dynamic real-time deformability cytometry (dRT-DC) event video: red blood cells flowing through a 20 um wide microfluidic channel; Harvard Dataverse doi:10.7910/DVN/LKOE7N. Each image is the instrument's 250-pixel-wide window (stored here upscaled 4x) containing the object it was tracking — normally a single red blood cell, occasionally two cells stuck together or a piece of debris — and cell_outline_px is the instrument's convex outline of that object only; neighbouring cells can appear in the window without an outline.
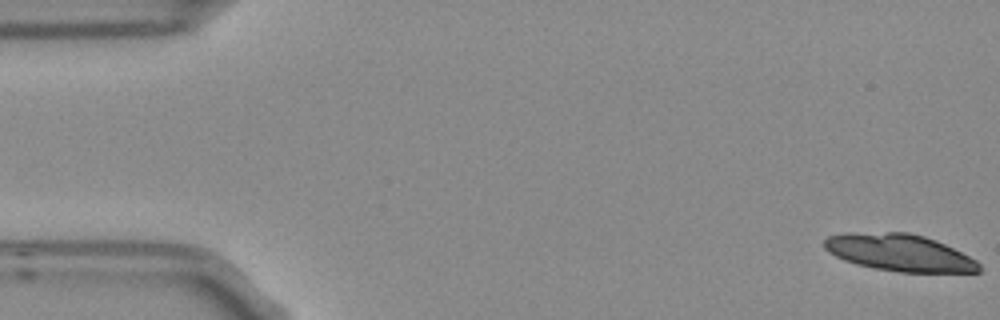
{"species": "Egyptian fruit bat (a non-hibernating species)", "species_latin": "Rousettus aegyptiacus", "temperature_condition": "room temperature", "stored_images_in_passage": 8, "camera_frame_rate_fps": 3000, "um_per_image_px": 0.085, "frame": {"image": 1, "passage_image": 1, "time_ms": 0.0, "image_size_px": [1000, 320], "cell_outline_px": [[980, 272], [900, 272], [872, 268], [856, 264], [844, 260], [828, 252], [824, 248], [824, 240], [828, 236], [844, 232], [908, 232], [924, 236], [936, 240], [976, 260], [980, 264]], "centroid_in_image_um": [76.41, 21.46], "position_along_channel_um": 8.6, "area_um2": 33.41}}
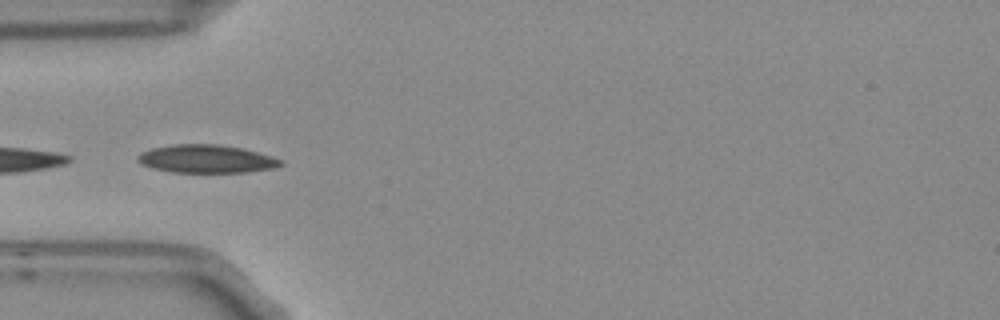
{"frame": {"image": 2, "passage_image": 5, "time_ms": 1.333, "image_size_px": [1000, 320], "cell_outline_px": [[284, 164], [272, 168], [244, 172], [172, 172], [152, 168], [140, 164], [136, 160], [136, 156], [140, 152], [152, 148], [176, 144], [220, 144], [244, 148], [284, 160]], "centroid_in_image_um": [17.52, 13.5], "position_along_channel_um": 67.5, "area_um2": 23.52}}
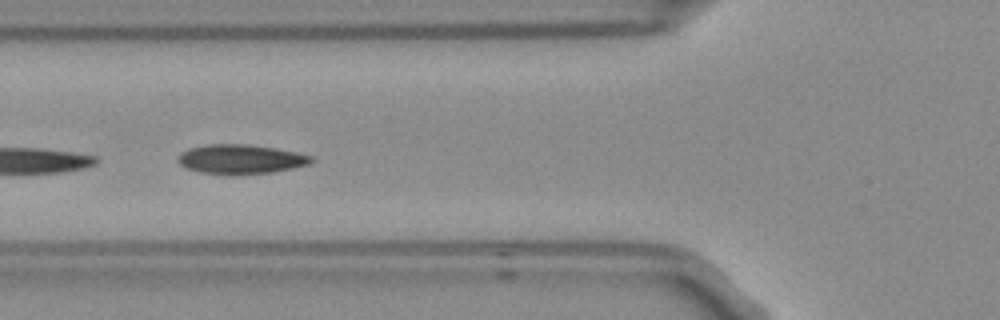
{"frame": {"image": 3, "passage_image": 6, "time_ms": 1.667, "image_size_px": [1000, 320], "cell_outline_px": [[316, 160], [308, 164], [292, 168], [272, 172], [236, 176], [232, 176], [200, 172], [188, 168], [180, 164], [176, 160], [180, 152], [188, 148], [208, 144], [248, 144], [296, 152], [312, 156]], "centroid_in_image_um": [20.43, 13.54], "position_along_channel_um": 105.4, "area_um2": 23.12}}